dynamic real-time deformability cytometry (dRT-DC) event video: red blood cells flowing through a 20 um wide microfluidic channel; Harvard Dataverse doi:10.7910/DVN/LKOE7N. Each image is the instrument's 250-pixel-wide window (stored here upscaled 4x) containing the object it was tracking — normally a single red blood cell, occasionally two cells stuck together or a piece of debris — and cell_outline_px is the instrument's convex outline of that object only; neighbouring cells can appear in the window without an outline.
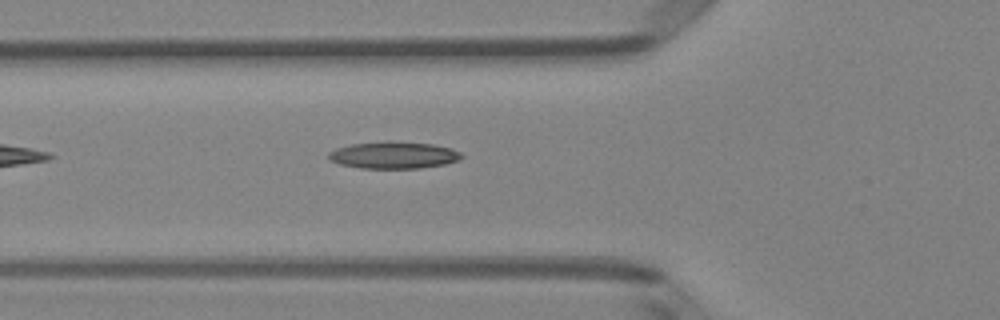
{"species": "Egyptian fruit bat (a non-hibernating species)", "species_latin": "Rousettus aegyptiacus", "temperature_condition": "room temperature", "stored_images_in_passage": 2, "camera_frame_rate_fps": 3000, "um_per_image_px": 0.085, "animal": {"sex": "female"}, "frame": {"image": 1, "passage_image": 2, "time_ms": 0.333, "image_size_px": [1000, 320], "cell_outline_px": [[464, 156], [460, 160], [444, 164], [420, 168], [360, 168], [340, 164], [328, 160], [328, 152], [336, 148], [352, 144], [388, 140], [432, 144], [452, 148], [460, 152]], "centroid_in_image_um": [33.45, 13.17], "position_along_channel_um": 92.3, "area_um2": 21.1}}